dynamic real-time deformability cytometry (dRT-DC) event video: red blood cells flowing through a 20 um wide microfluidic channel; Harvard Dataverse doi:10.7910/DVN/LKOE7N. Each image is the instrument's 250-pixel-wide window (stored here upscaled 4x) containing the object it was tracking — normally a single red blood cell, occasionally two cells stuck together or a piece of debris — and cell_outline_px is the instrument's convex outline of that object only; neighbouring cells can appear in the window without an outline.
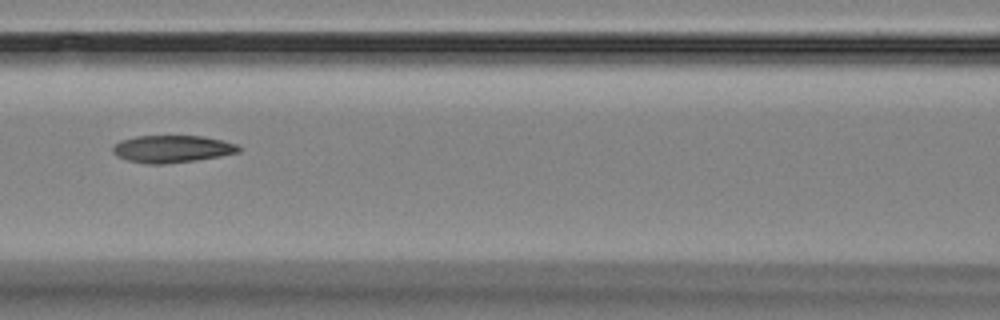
{"species": "Egyptian fruit bat (a non-hibernating species)", "species_latin": "Rousettus aegyptiacus", "temperature_condition": "room temperature", "stored_images_in_passage": 13, "camera_frame_rate_fps": 3000, "um_per_image_px": 0.085, "animal": {"sex": "female"}, "frame": {"image": 1, "passage_image": 4, "time_ms": 3.667, "image_size_px": [1000, 320], "cell_outline_px": [[240, 152], [220, 156], [196, 160], [164, 164], [148, 164], [128, 160], [116, 156], [112, 152], [112, 148], [120, 140], [136, 136], [204, 136], [236, 144], [240, 148]], "centroid_in_image_um": [14.6, 12.66], "position_along_channel_um": 152.0, "area_um2": 19.94}}
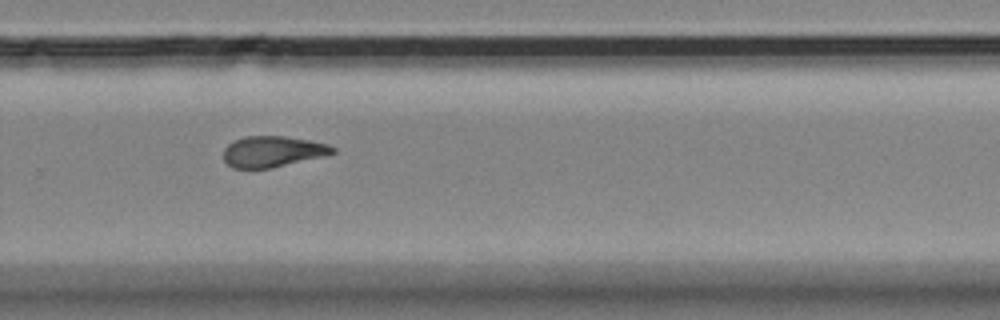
{"frame": {"image": 2, "passage_image": 8, "time_ms": 8.0, "image_size_px": [1000, 320], "cell_outline_px": [[336, 152], [328, 156], [272, 168], [232, 168], [224, 160], [224, 148], [228, 144], [244, 136], [284, 136], [308, 140], [328, 144], [336, 148]], "centroid_in_image_um": [23.22, 12.89], "position_along_channel_um": 306.6, "area_um2": 19.88}}
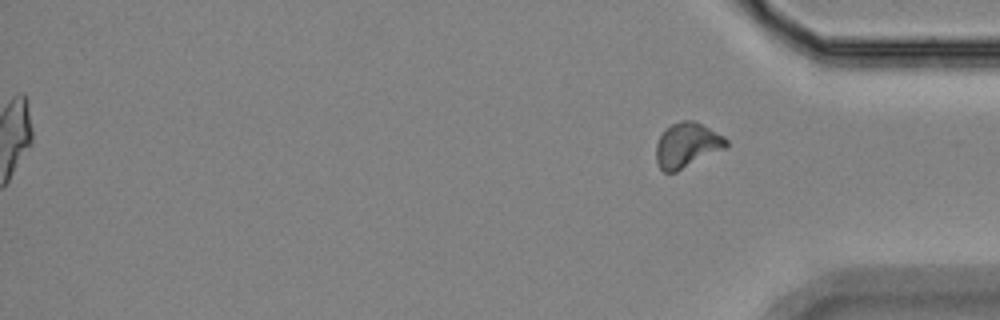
{"frame": {"image": 3, "passage_image": 13, "time_ms": 14.333, "image_size_px": [1000, 320], "cell_outline_px": [[728, 148], [676, 172], [664, 172], [660, 168], [656, 160], [656, 144], [664, 128], [680, 120], [692, 120], [724, 136], [728, 140]], "centroid_in_image_um": [58.4, 12.35], "position_along_channel_um": 376.8, "area_um2": 18.5}, "authors_computed_cell_mechanics": {"area_um2": 19.8832, "velocity_mm_per_s": 3.5855, "shape_relaxation_time_tau1_ms": null, "shape_relaxation_time_tau2_ms": 3.2684, "deformation_change_tau1": null, "deformation_change_tau2": 0.1054}}